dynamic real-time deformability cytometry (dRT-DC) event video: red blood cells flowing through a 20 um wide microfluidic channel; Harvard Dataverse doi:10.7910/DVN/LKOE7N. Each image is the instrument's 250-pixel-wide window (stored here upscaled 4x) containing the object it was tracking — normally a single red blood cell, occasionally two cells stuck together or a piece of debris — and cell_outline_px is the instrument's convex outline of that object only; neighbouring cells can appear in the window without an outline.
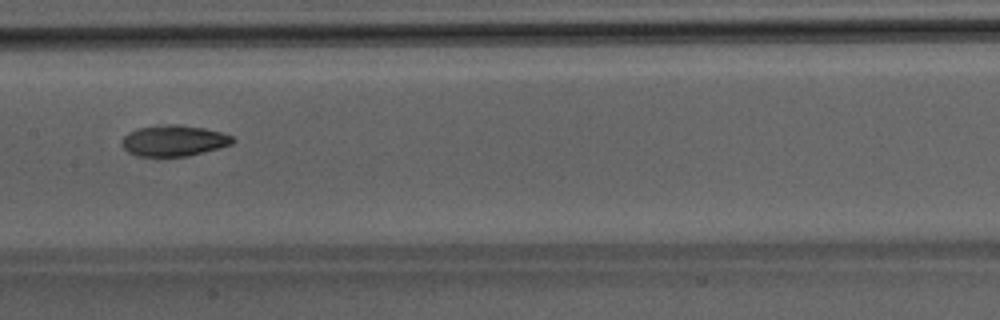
{"species": "Egyptian fruit bat (a non-hibernating species)", "species_latin": "Rousettus aegyptiacus", "temperature_condition": "room temperature", "stored_images_in_passage": 49, "camera_frame_rate_fps": 3000, "um_per_image_px": 0.085, "animal": {"sex": "male"}, "frame": {"image": 1, "passage_image": 25, "time_ms": 8.0, "image_size_px": [1000, 320], "cell_outline_px": [[236, 140], [232, 144], [188, 156], [140, 156], [128, 152], [120, 144], [120, 140], [128, 132], [140, 128], [160, 124], [180, 124], [204, 128], [220, 132], [232, 136]], "centroid_in_image_um": [14.75, 11.94], "position_along_channel_um": 192.6, "area_um2": 20.06}}
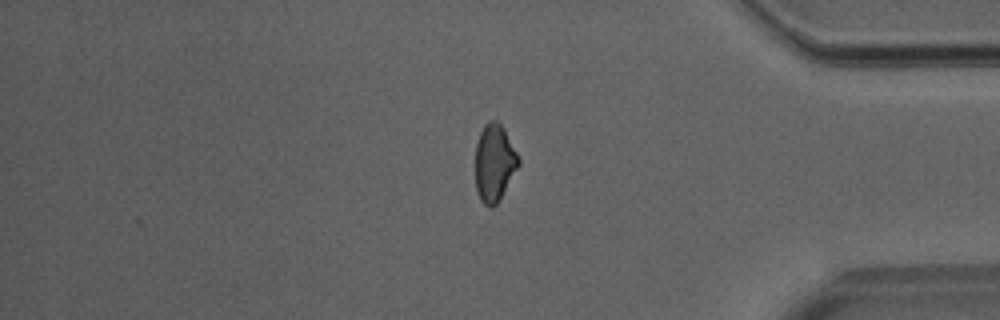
{"frame": {"image": 2, "passage_image": 41, "time_ms": 13.333, "image_size_px": [1000, 320], "cell_outline_px": [[520, 164], [496, 204], [492, 208], [488, 208], [480, 200], [476, 188], [476, 144], [480, 132], [484, 124], [492, 120], [496, 120], [504, 128], [520, 160]], "centroid_in_image_um": [42.01, 13.84], "position_along_channel_um": 393.2, "area_um2": 19.25}}
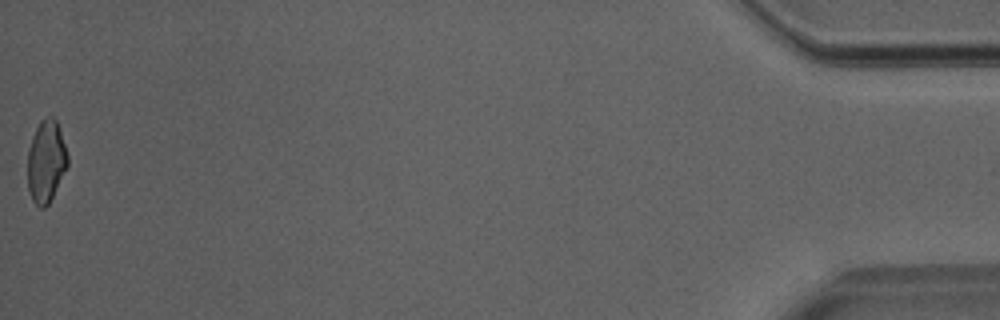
{"frame": {"image": 3, "passage_image": 49, "time_ms": 16.0, "image_size_px": [1000, 320], "cell_outline_px": [[68, 164], [48, 204], [44, 208], [40, 208], [32, 200], [28, 188], [28, 148], [32, 136], [40, 120], [48, 116], [52, 116], [56, 120], [68, 156]], "centroid_in_image_um": [3.9, 13.7], "position_along_channel_um": 431.3, "area_um2": 18.9}}